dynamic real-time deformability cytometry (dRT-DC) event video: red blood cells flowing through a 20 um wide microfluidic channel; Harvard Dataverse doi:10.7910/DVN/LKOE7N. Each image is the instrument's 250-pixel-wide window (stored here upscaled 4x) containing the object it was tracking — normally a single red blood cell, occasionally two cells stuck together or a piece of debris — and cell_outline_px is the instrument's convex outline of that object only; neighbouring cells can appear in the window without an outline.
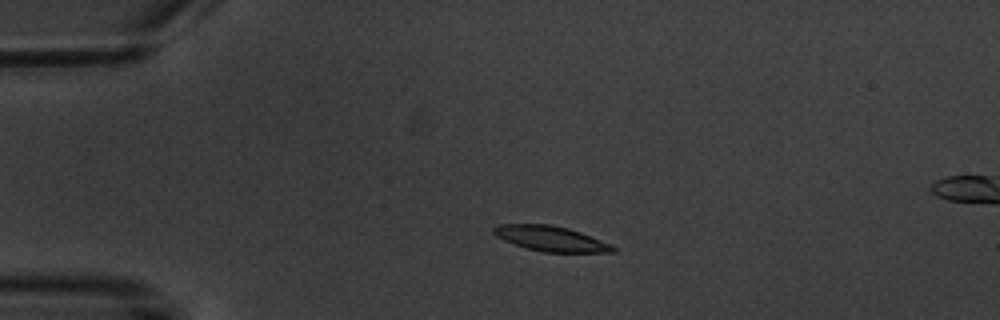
{"species": "common noctule bat (a hibernating species)", "species_latin": "Nyctalus noctula", "temperature_condition": "warm", "stored_images_in_passage": 15, "segment_of_instrument_passage": [1, 2], "camera_frame_rate_fps": 3000, "um_per_image_px": 0.085, "animal": {"sex": "male", "body_mass_g": 20.1, "forearm_length_mm": 53.5}, "frame": {"image": 1, "passage_image": 3, "time_ms": 3.0, "image_size_px": [1000, 320], "cell_outline_px": [[616, 252], [544, 252], [528, 248], [504, 240], [496, 236], [492, 232], [492, 228], [496, 224], [548, 224], [568, 228], [580, 232], [612, 244], [616, 248]], "centroid_in_image_um": [46.82, 20.27], "position_along_channel_um": 38.2, "area_um2": 17.4}}
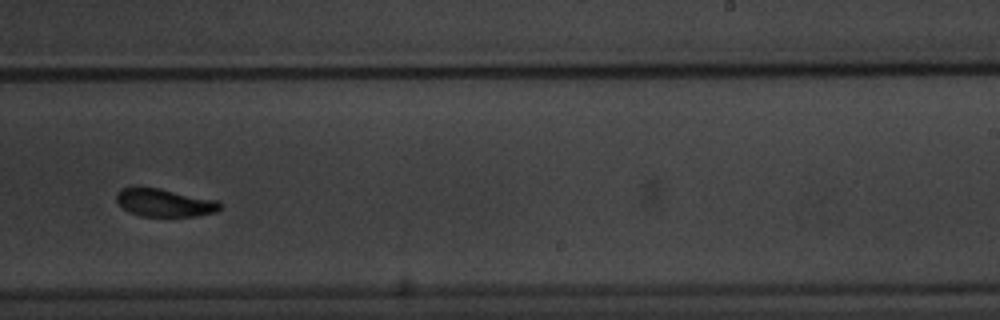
{"frame": {"image": 2, "passage_image": 9, "time_ms": 10.667, "image_size_px": [1000, 320], "cell_outline_px": [[224, 208], [216, 212], [196, 216], [140, 216], [128, 212], [116, 204], [116, 192], [120, 188], [160, 188], [220, 200], [224, 204]], "centroid_in_image_um": [14.04, 17.24], "position_along_channel_um": 275.0, "area_um2": 17.28}}
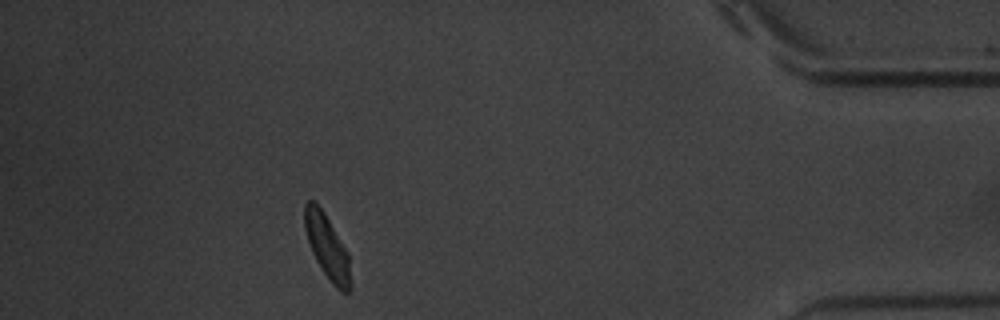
{"frame": {"image": 3, "passage_image": 13, "time_ms": 15.667, "image_size_px": [1000, 320], "cell_outline_px": [[352, 288], [348, 292], [340, 292], [332, 284], [316, 260], [312, 252], [304, 228], [304, 204], [308, 200], [312, 200], [324, 212], [348, 252], [352, 284]], "centroid_in_image_um": [27.83, 21.01], "position_along_channel_um": 407.4, "area_um2": 17.17}}